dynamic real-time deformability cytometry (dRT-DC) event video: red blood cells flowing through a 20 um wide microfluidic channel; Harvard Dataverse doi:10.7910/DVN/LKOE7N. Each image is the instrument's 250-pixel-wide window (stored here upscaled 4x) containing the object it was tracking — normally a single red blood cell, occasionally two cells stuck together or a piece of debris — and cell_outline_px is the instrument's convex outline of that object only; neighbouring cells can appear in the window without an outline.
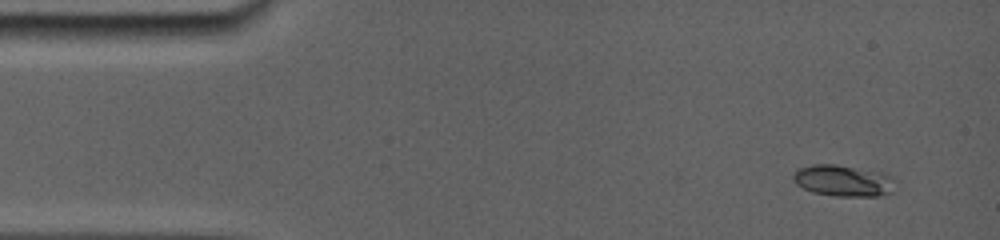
{"species": "common noctule bat (a hibernating species)", "species_latin": "Nyctalus noctula", "temperature_condition": "room temperature", "stored_images_in_passage": 71, "camera_frame_rate_fps": 5000, "um_per_image_px": 0.085, "animal": {"sex": "female", "body_mass_g": 19.0, "forearm_length_mm": 56.7}, "frame": {"image": 1, "passage_image": 1, "time_ms": 0.0, "image_size_px": [1000, 240], "cell_outline_px": [[888, 192], [880, 196], [832, 196], [812, 192], [796, 184], [792, 176], [800, 168], [820, 164], [828, 164], [848, 168], [884, 176]], "centroid_in_image_um": [71.4, 15.41], "position_along_channel_um": 13.6, "area_um2": 16.7}}
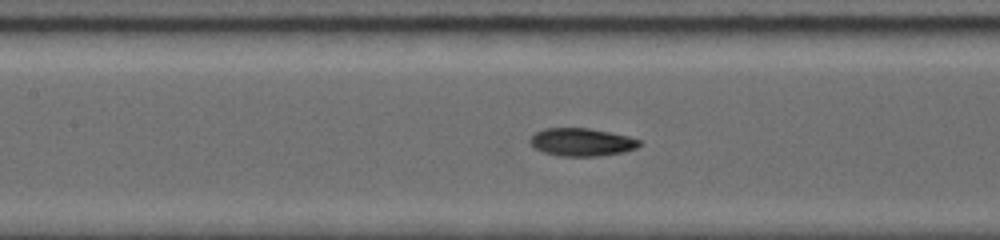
{"frame": {"image": 2, "passage_image": 39, "time_ms": 6.2, "image_size_px": [1000, 240], "cell_outline_px": [[640, 144], [636, 148], [620, 152], [596, 156], [560, 156], [544, 152], [536, 148], [532, 144], [532, 136], [536, 132], [548, 128], [588, 128], [608, 132], [640, 140]], "centroid_in_image_um": [49.43, 12.08], "position_along_channel_um": 158.0, "area_um2": 17.17}}
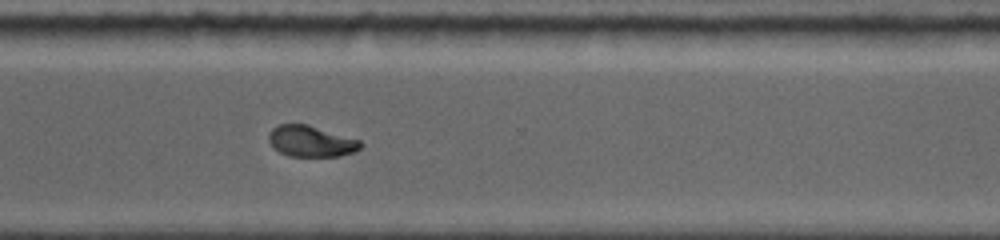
{"frame": {"image": 3, "passage_image": 70, "time_ms": 11.0, "image_size_px": [1000, 240], "cell_outline_px": [[364, 144], [360, 148], [352, 152], [340, 156], [288, 156], [280, 152], [268, 140], [268, 132], [272, 128], [280, 124], [308, 124], [360, 140]], "centroid_in_image_um": [26.44, 12.0], "position_along_channel_um": 344.2, "area_um2": 16.59}}